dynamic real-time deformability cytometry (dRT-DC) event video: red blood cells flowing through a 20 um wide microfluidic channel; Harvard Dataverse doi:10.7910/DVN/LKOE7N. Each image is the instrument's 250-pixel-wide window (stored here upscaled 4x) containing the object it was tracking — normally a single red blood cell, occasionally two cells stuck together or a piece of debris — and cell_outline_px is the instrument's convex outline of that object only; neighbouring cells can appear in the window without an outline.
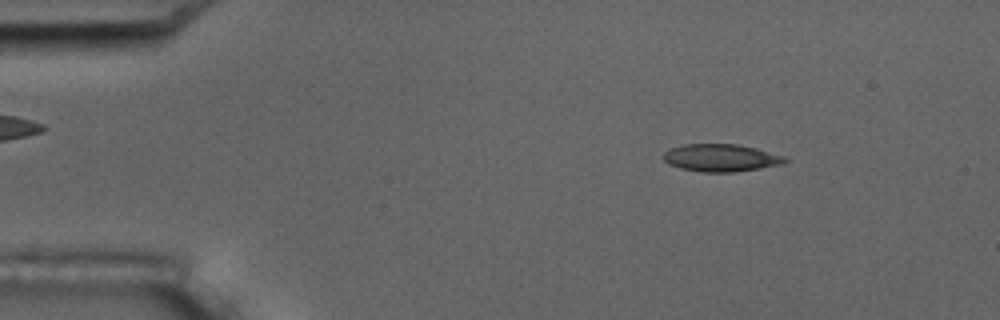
{"species": "common noctule bat (a hibernating species)", "species_latin": "Nyctalus noctula", "temperature_condition": "room temperature", "stored_images_in_passage": 4, "camera_frame_rate_fps": 3000, "um_per_image_px": 0.085, "animal": {"sex": "male", "body_mass_g": 17.5, "forearm_length_mm": 52.3}, "frame": {"image": 1, "passage_image": 1, "time_ms": 0.0, "image_size_px": [1000, 320], "cell_outline_px": [[788, 160], [784, 164], [760, 168], [732, 172], [700, 172], [680, 168], [668, 164], [664, 160], [664, 152], [672, 148], [684, 144], [740, 144], [756, 148], [784, 156]], "centroid_in_image_um": [61.29, 13.41], "position_along_channel_um": 23.7, "area_um2": 19.48}}
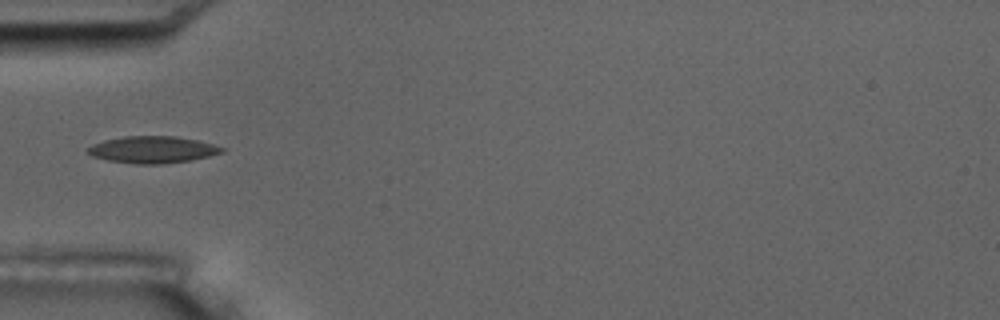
{"frame": {"image": 2, "passage_image": 4, "time_ms": 3.333, "image_size_px": [1000, 320], "cell_outline_px": [[224, 152], [208, 156], [188, 160], [164, 164], [136, 164], [108, 160], [92, 156], [88, 152], [88, 148], [92, 144], [104, 140], [124, 136], [176, 136], [196, 140], [212, 144], [224, 148]], "centroid_in_image_um": [12.95, 12.72], "position_along_channel_um": 72.1, "area_um2": 20.81}}